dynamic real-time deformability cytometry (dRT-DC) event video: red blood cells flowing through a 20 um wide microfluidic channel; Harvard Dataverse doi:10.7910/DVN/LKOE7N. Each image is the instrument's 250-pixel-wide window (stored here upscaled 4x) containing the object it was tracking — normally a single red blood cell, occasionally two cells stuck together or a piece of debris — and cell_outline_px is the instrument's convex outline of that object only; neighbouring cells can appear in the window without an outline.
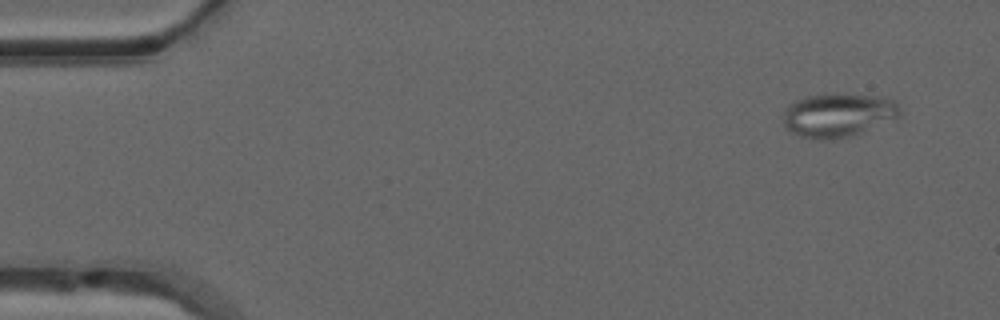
{"species": "common noctule bat (a hibernating species)", "species_latin": "Nyctalus noctula", "temperature_condition": "warm", "stored_images_in_passage": 48, "segment_of_instrument_passage": [1, 2], "camera_frame_rate_fps": 3000, "um_per_image_px": 0.085, "animal": {"sex": "male", "forearm_length_mm": 52.5}, "frame": {"image": 1, "passage_image": 1, "time_ms": 0.0, "image_size_px": [1000, 320], "cell_outline_px": [[904, 112], [896, 116], [860, 132], [848, 136], [832, 140], [820, 140], [800, 136], [784, 128], [784, 112], [788, 104], [804, 96], [824, 92], [836, 92], [880, 96], [892, 100]], "centroid_in_image_um": [71.16, 9.74], "position_along_channel_um": 13.8, "area_um2": 29.94}}